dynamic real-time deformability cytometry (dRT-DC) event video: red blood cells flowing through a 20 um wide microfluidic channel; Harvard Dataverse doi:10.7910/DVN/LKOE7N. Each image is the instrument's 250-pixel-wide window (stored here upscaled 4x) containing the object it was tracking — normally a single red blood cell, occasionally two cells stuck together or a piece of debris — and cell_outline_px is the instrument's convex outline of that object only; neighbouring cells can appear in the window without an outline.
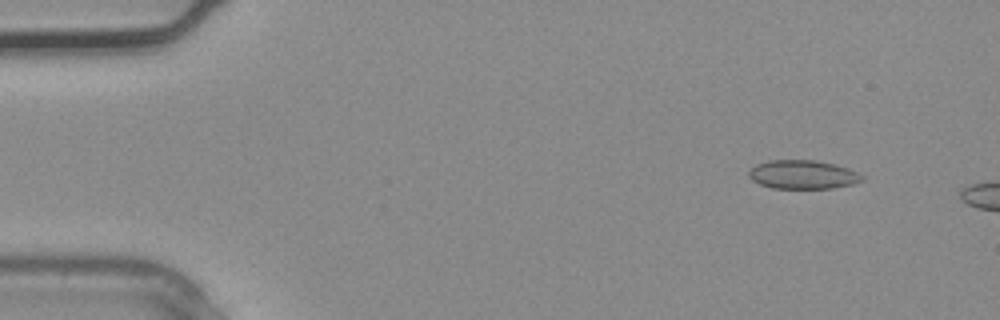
{"species": "common noctule bat (a hibernating species)", "species_latin": "Nyctalus noctula", "temperature_condition": "warm", "stored_images_in_passage": 5, "camera_frame_rate_fps": 3000, "um_per_image_px": 0.085, "animal": {"sex": "male", "body_mass_g": 20.4}, "frame": {"image": 1, "passage_image": 1, "time_ms": 0.0, "image_size_px": [1000, 320], "cell_outline_px": [[864, 180], [852, 184], [832, 188], [772, 188], [760, 184], [752, 180], [748, 176], [748, 172], [756, 164], [768, 160], [816, 160], [848, 168], [864, 176]], "centroid_in_image_um": [68.22, 14.84], "position_along_channel_um": 16.8, "area_um2": 18.9}}